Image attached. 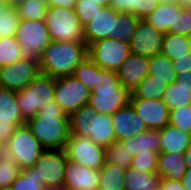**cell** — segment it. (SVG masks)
Listing matches in <instances>:
<instances>
[{"instance_id":"8992f818","label":"cell","mask_w":191,"mask_h":190,"mask_svg":"<svg viewBox=\"0 0 191 190\" xmlns=\"http://www.w3.org/2000/svg\"><path fill=\"white\" fill-rule=\"evenodd\" d=\"M55 80L41 73L23 90L16 92L18 106L26 120L36 116L43 106L54 100Z\"/></svg>"},{"instance_id":"d4e9b609","label":"cell","mask_w":191,"mask_h":190,"mask_svg":"<svg viewBox=\"0 0 191 190\" xmlns=\"http://www.w3.org/2000/svg\"><path fill=\"white\" fill-rule=\"evenodd\" d=\"M161 177L157 173L141 172L137 168H126L124 190H156Z\"/></svg>"},{"instance_id":"cb8c5ba5","label":"cell","mask_w":191,"mask_h":190,"mask_svg":"<svg viewBox=\"0 0 191 190\" xmlns=\"http://www.w3.org/2000/svg\"><path fill=\"white\" fill-rule=\"evenodd\" d=\"M0 122L15 123L21 126L26 123L18 106L16 92L0 87Z\"/></svg>"},{"instance_id":"f907efd6","label":"cell","mask_w":191,"mask_h":190,"mask_svg":"<svg viewBox=\"0 0 191 190\" xmlns=\"http://www.w3.org/2000/svg\"><path fill=\"white\" fill-rule=\"evenodd\" d=\"M185 153V163L187 165V168H191V143Z\"/></svg>"},{"instance_id":"484cf974","label":"cell","mask_w":191,"mask_h":190,"mask_svg":"<svg viewBox=\"0 0 191 190\" xmlns=\"http://www.w3.org/2000/svg\"><path fill=\"white\" fill-rule=\"evenodd\" d=\"M161 0H110V7L118 13H131L145 19L153 12Z\"/></svg>"},{"instance_id":"8fae6325","label":"cell","mask_w":191,"mask_h":190,"mask_svg":"<svg viewBox=\"0 0 191 190\" xmlns=\"http://www.w3.org/2000/svg\"><path fill=\"white\" fill-rule=\"evenodd\" d=\"M67 159L64 149H46L33 166L39 183L64 189Z\"/></svg>"},{"instance_id":"6da1fadb","label":"cell","mask_w":191,"mask_h":190,"mask_svg":"<svg viewBox=\"0 0 191 190\" xmlns=\"http://www.w3.org/2000/svg\"><path fill=\"white\" fill-rule=\"evenodd\" d=\"M26 124L45 149H64L70 137L69 115L55 100L26 120Z\"/></svg>"},{"instance_id":"ac0fdd59","label":"cell","mask_w":191,"mask_h":190,"mask_svg":"<svg viewBox=\"0 0 191 190\" xmlns=\"http://www.w3.org/2000/svg\"><path fill=\"white\" fill-rule=\"evenodd\" d=\"M112 116L116 141L128 139L148 129L130 103L117 110Z\"/></svg>"},{"instance_id":"7402d4cb","label":"cell","mask_w":191,"mask_h":190,"mask_svg":"<svg viewBox=\"0 0 191 190\" xmlns=\"http://www.w3.org/2000/svg\"><path fill=\"white\" fill-rule=\"evenodd\" d=\"M186 169L184 152L175 154L160 152L158 154L157 174L161 179L181 180Z\"/></svg>"},{"instance_id":"44dd1931","label":"cell","mask_w":191,"mask_h":190,"mask_svg":"<svg viewBox=\"0 0 191 190\" xmlns=\"http://www.w3.org/2000/svg\"><path fill=\"white\" fill-rule=\"evenodd\" d=\"M119 142L127 147L133 157L143 153H160V130L147 129L136 136Z\"/></svg>"},{"instance_id":"9f6ffc18","label":"cell","mask_w":191,"mask_h":190,"mask_svg":"<svg viewBox=\"0 0 191 190\" xmlns=\"http://www.w3.org/2000/svg\"><path fill=\"white\" fill-rule=\"evenodd\" d=\"M5 143L0 140V156L4 154Z\"/></svg>"},{"instance_id":"52a82bcc","label":"cell","mask_w":191,"mask_h":190,"mask_svg":"<svg viewBox=\"0 0 191 190\" xmlns=\"http://www.w3.org/2000/svg\"><path fill=\"white\" fill-rule=\"evenodd\" d=\"M45 150L25 123L18 126L5 142L4 154L10 156L23 170L33 167Z\"/></svg>"},{"instance_id":"b9f144b4","label":"cell","mask_w":191,"mask_h":190,"mask_svg":"<svg viewBox=\"0 0 191 190\" xmlns=\"http://www.w3.org/2000/svg\"><path fill=\"white\" fill-rule=\"evenodd\" d=\"M159 153H143L133 157L131 168H137L141 172L157 173Z\"/></svg>"},{"instance_id":"3957f363","label":"cell","mask_w":191,"mask_h":190,"mask_svg":"<svg viewBox=\"0 0 191 190\" xmlns=\"http://www.w3.org/2000/svg\"><path fill=\"white\" fill-rule=\"evenodd\" d=\"M69 124L70 135L90 138L104 148L116 141L113 116L98 113L88 104L69 115Z\"/></svg>"},{"instance_id":"5bb4252c","label":"cell","mask_w":191,"mask_h":190,"mask_svg":"<svg viewBox=\"0 0 191 190\" xmlns=\"http://www.w3.org/2000/svg\"><path fill=\"white\" fill-rule=\"evenodd\" d=\"M164 33L155 29L144 19H140L135 33L129 41L131 53L150 58L161 52Z\"/></svg>"},{"instance_id":"d6986e66","label":"cell","mask_w":191,"mask_h":190,"mask_svg":"<svg viewBox=\"0 0 191 190\" xmlns=\"http://www.w3.org/2000/svg\"><path fill=\"white\" fill-rule=\"evenodd\" d=\"M117 13L118 12L110 6L104 7L103 10L94 17L93 21L84 26L87 46L97 40L114 37Z\"/></svg>"},{"instance_id":"f6af8a7d","label":"cell","mask_w":191,"mask_h":190,"mask_svg":"<svg viewBox=\"0 0 191 190\" xmlns=\"http://www.w3.org/2000/svg\"><path fill=\"white\" fill-rule=\"evenodd\" d=\"M18 127L15 123L0 122V140L6 142L15 132Z\"/></svg>"},{"instance_id":"7dc6e473","label":"cell","mask_w":191,"mask_h":190,"mask_svg":"<svg viewBox=\"0 0 191 190\" xmlns=\"http://www.w3.org/2000/svg\"><path fill=\"white\" fill-rule=\"evenodd\" d=\"M78 0H49L48 7L75 8Z\"/></svg>"},{"instance_id":"83f0119b","label":"cell","mask_w":191,"mask_h":190,"mask_svg":"<svg viewBox=\"0 0 191 190\" xmlns=\"http://www.w3.org/2000/svg\"><path fill=\"white\" fill-rule=\"evenodd\" d=\"M169 84L155 78L153 75H148L132 92L130 99H163L166 88Z\"/></svg>"},{"instance_id":"ffe728a7","label":"cell","mask_w":191,"mask_h":190,"mask_svg":"<svg viewBox=\"0 0 191 190\" xmlns=\"http://www.w3.org/2000/svg\"><path fill=\"white\" fill-rule=\"evenodd\" d=\"M179 7L175 0L160 1L157 8L144 20L164 34H175L176 11Z\"/></svg>"},{"instance_id":"8d00e7d4","label":"cell","mask_w":191,"mask_h":190,"mask_svg":"<svg viewBox=\"0 0 191 190\" xmlns=\"http://www.w3.org/2000/svg\"><path fill=\"white\" fill-rule=\"evenodd\" d=\"M15 8L20 19L38 21L45 19L48 5L36 0H20Z\"/></svg>"},{"instance_id":"603a6c76","label":"cell","mask_w":191,"mask_h":190,"mask_svg":"<svg viewBox=\"0 0 191 190\" xmlns=\"http://www.w3.org/2000/svg\"><path fill=\"white\" fill-rule=\"evenodd\" d=\"M160 152H185L191 143V134L168 123L160 129Z\"/></svg>"},{"instance_id":"7c38bea8","label":"cell","mask_w":191,"mask_h":190,"mask_svg":"<svg viewBox=\"0 0 191 190\" xmlns=\"http://www.w3.org/2000/svg\"><path fill=\"white\" fill-rule=\"evenodd\" d=\"M91 91L73 75L56 78L54 100L67 115L88 103Z\"/></svg>"},{"instance_id":"60d3db41","label":"cell","mask_w":191,"mask_h":190,"mask_svg":"<svg viewBox=\"0 0 191 190\" xmlns=\"http://www.w3.org/2000/svg\"><path fill=\"white\" fill-rule=\"evenodd\" d=\"M103 6L96 5L95 2L78 0L75 5V11L80 23L85 26L93 21L94 17L103 10Z\"/></svg>"},{"instance_id":"836d02e7","label":"cell","mask_w":191,"mask_h":190,"mask_svg":"<svg viewBox=\"0 0 191 190\" xmlns=\"http://www.w3.org/2000/svg\"><path fill=\"white\" fill-rule=\"evenodd\" d=\"M72 75L81 81L90 91H93L97 85L99 66L87 57L78 64Z\"/></svg>"},{"instance_id":"7a4b0ae2","label":"cell","mask_w":191,"mask_h":190,"mask_svg":"<svg viewBox=\"0 0 191 190\" xmlns=\"http://www.w3.org/2000/svg\"><path fill=\"white\" fill-rule=\"evenodd\" d=\"M87 57V44L52 40L39 57L40 72L53 78L71 76Z\"/></svg>"},{"instance_id":"4dcf8cb0","label":"cell","mask_w":191,"mask_h":190,"mask_svg":"<svg viewBox=\"0 0 191 190\" xmlns=\"http://www.w3.org/2000/svg\"><path fill=\"white\" fill-rule=\"evenodd\" d=\"M163 101L170 110L191 104V85L169 84L164 93Z\"/></svg>"},{"instance_id":"9a60e30c","label":"cell","mask_w":191,"mask_h":190,"mask_svg":"<svg viewBox=\"0 0 191 190\" xmlns=\"http://www.w3.org/2000/svg\"><path fill=\"white\" fill-rule=\"evenodd\" d=\"M129 103L148 129L160 130L169 123L170 109L163 99H130Z\"/></svg>"},{"instance_id":"30bf717a","label":"cell","mask_w":191,"mask_h":190,"mask_svg":"<svg viewBox=\"0 0 191 190\" xmlns=\"http://www.w3.org/2000/svg\"><path fill=\"white\" fill-rule=\"evenodd\" d=\"M64 150L69 160L87 168L100 171L106 164L105 148L90 138L70 135Z\"/></svg>"},{"instance_id":"db71d44e","label":"cell","mask_w":191,"mask_h":190,"mask_svg":"<svg viewBox=\"0 0 191 190\" xmlns=\"http://www.w3.org/2000/svg\"><path fill=\"white\" fill-rule=\"evenodd\" d=\"M20 0H0V2L5 6L15 7Z\"/></svg>"},{"instance_id":"d590c367","label":"cell","mask_w":191,"mask_h":190,"mask_svg":"<svg viewBox=\"0 0 191 190\" xmlns=\"http://www.w3.org/2000/svg\"><path fill=\"white\" fill-rule=\"evenodd\" d=\"M106 162L122 168H129L133 156L119 141H114L105 147Z\"/></svg>"},{"instance_id":"74e56055","label":"cell","mask_w":191,"mask_h":190,"mask_svg":"<svg viewBox=\"0 0 191 190\" xmlns=\"http://www.w3.org/2000/svg\"><path fill=\"white\" fill-rule=\"evenodd\" d=\"M22 169L8 155L0 156V190L10 189Z\"/></svg>"},{"instance_id":"f35d334b","label":"cell","mask_w":191,"mask_h":190,"mask_svg":"<svg viewBox=\"0 0 191 190\" xmlns=\"http://www.w3.org/2000/svg\"><path fill=\"white\" fill-rule=\"evenodd\" d=\"M44 186L34 173V167L24 168L11 184L10 190H43Z\"/></svg>"},{"instance_id":"5b68a950","label":"cell","mask_w":191,"mask_h":190,"mask_svg":"<svg viewBox=\"0 0 191 190\" xmlns=\"http://www.w3.org/2000/svg\"><path fill=\"white\" fill-rule=\"evenodd\" d=\"M44 21L51 40L87 44L84 26L80 23L75 9L48 7Z\"/></svg>"},{"instance_id":"f5cc1de1","label":"cell","mask_w":191,"mask_h":190,"mask_svg":"<svg viewBox=\"0 0 191 190\" xmlns=\"http://www.w3.org/2000/svg\"><path fill=\"white\" fill-rule=\"evenodd\" d=\"M83 1L95 2L96 5H101L103 7H108L110 5V0H83Z\"/></svg>"},{"instance_id":"bcb514c9","label":"cell","mask_w":191,"mask_h":190,"mask_svg":"<svg viewBox=\"0 0 191 190\" xmlns=\"http://www.w3.org/2000/svg\"><path fill=\"white\" fill-rule=\"evenodd\" d=\"M160 190H186L180 180L160 179Z\"/></svg>"},{"instance_id":"7bdbcfd3","label":"cell","mask_w":191,"mask_h":190,"mask_svg":"<svg viewBox=\"0 0 191 190\" xmlns=\"http://www.w3.org/2000/svg\"><path fill=\"white\" fill-rule=\"evenodd\" d=\"M175 34L191 37V9L179 7L176 11Z\"/></svg>"},{"instance_id":"f1b7e54d","label":"cell","mask_w":191,"mask_h":190,"mask_svg":"<svg viewBox=\"0 0 191 190\" xmlns=\"http://www.w3.org/2000/svg\"><path fill=\"white\" fill-rule=\"evenodd\" d=\"M126 168L106 162L100 170L101 190H124V177Z\"/></svg>"},{"instance_id":"4fadbf2b","label":"cell","mask_w":191,"mask_h":190,"mask_svg":"<svg viewBox=\"0 0 191 190\" xmlns=\"http://www.w3.org/2000/svg\"><path fill=\"white\" fill-rule=\"evenodd\" d=\"M38 61L22 58L14 64L0 67V87L14 92L23 90L41 74Z\"/></svg>"},{"instance_id":"e575fe53","label":"cell","mask_w":191,"mask_h":190,"mask_svg":"<svg viewBox=\"0 0 191 190\" xmlns=\"http://www.w3.org/2000/svg\"><path fill=\"white\" fill-rule=\"evenodd\" d=\"M20 18L15 7L0 2V37L16 36Z\"/></svg>"},{"instance_id":"9c48e42d","label":"cell","mask_w":191,"mask_h":190,"mask_svg":"<svg viewBox=\"0 0 191 190\" xmlns=\"http://www.w3.org/2000/svg\"><path fill=\"white\" fill-rule=\"evenodd\" d=\"M131 53L129 42L114 38L97 40L88 46V56L102 69L117 71Z\"/></svg>"},{"instance_id":"ab89813d","label":"cell","mask_w":191,"mask_h":190,"mask_svg":"<svg viewBox=\"0 0 191 190\" xmlns=\"http://www.w3.org/2000/svg\"><path fill=\"white\" fill-rule=\"evenodd\" d=\"M169 123L191 134V104L171 109Z\"/></svg>"},{"instance_id":"d6a6232c","label":"cell","mask_w":191,"mask_h":190,"mask_svg":"<svg viewBox=\"0 0 191 190\" xmlns=\"http://www.w3.org/2000/svg\"><path fill=\"white\" fill-rule=\"evenodd\" d=\"M140 19L131 13H117L114 39L129 42Z\"/></svg>"},{"instance_id":"277c9868","label":"cell","mask_w":191,"mask_h":190,"mask_svg":"<svg viewBox=\"0 0 191 190\" xmlns=\"http://www.w3.org/2000/svg\"><path fill=\"white\" fill-rule=\"evenodd\" d=\"M131 92L121 85L117 72L99 67L97 85L91 91L88 105L102 114H114L130 102Z\"/></svg>"},{"instance_id":"6f0895ef","label":"cell","mask_w":191,"mask_h":190,"mask_svg":"<svg viewBox=\"0 0 191 190\" xmlns=\"http://www.w3.org/2000/svg\"><path fill=\"white\" fill-rule=\"evenodd\" d=\"M36 1H38L41 4H46V5L49 4V0H36Z\"/></svg>"},{"instance_id":"e0dca14e","label":"cell","mask_w":191,"mask_h":190,"mask_svg":"<svg viewBox=\"0 0 191 190\" xmlns=\"http://www.w3.org/2000/svg\"><path fill=\"white\" fill-rule=\"evenodd\" d=\"M116 72L121 85L132 92L149 75V58L130 53Z\"/></svg>"},{"instance_id":"1f68e13d","label":"cell","mask_w":191,"mask_h":190,"mask_svg":"<svg viewBox=\"0 0 191 190\" xmlns=\"http://www.w3.org/2000/svg\"><path fill=\"white\" fill-rule=\"evenodd\" d=\"M22 59L21 44L16 36L0 37V67L14 64Z\"/></svg>"},{"instance_id":"c3c4849f","label":"cell","mask_w":191,"mask_h":190,"mask_svg":"<svg viewBox=\"0 0 191 190\" xmlns=\"http://www.w3.org/2000/svg\"><path fill=\"white\" fill-rule=\"evenodd\" d=\"M175 84L191 85V71L178 75Z\"/></svg>"},{"instance_id":"ba28073f","label":"cell","mask_w":191,"mask_h":190,"mask_svg":"<svg viewBox=\"0 0 191 190\" xmlns=\"http://www.w3.org/2000/svg\"><path fill=\"white\" fill-rule=\"evenodd\" d=\"M16 39L21 44L22 58L39 60L51 37L44 20L20 19Z\"/></svg>"},{"instance_id":"681fc988","label":"cell","mask_w":191,"mask_h":190,"mask_svg":"<svg viewBox=\"0 0 191 190\" xmlns=\"http://www.w3.org/2000/svg\"><path fill=\"white\" fill-rule=\"evenodd\" d=\"M186 190H191V168H187L184 176L180 180Z\"/></svg>"},{"instance_id":"11a10c76","label":"cell","mask_w":191,"mask_h":190,"mask_svg":"<svg viewBox=\"0 0 191 190\" xmlns=\"http://www.w3.org/2000/svg\"><path fill=\"white\" fill-rule=\"evenodd\" d=\"M43 190H64V189L57 186H47L44 187Z\"/></svg>"},{"instance_id":"4316f807","label":"cell","mask_w":191,"mask_h":190,"mask_svg":"<svg viewBox=\"0 0 191 190\" xmlns=\"http://www.w3.org/2000/svg\"><path fill=\"white\" fill-rule=\"evenodd\" d=\"M160 53L172 61L176 57L190 56L191 37L174 33L165 34Z\"/></svg>"},{"instance_id":"2e32d148","label":"cell","mask_w":191,"mask_h":190,"mask_svg":"<svg viewBox=\"0 0 191 190\" xmlns=\"http://www.w3.org/2000/svg\"><path fill=\"white\" fill-rule=\"evenodd\" d=\"M64 190H98L100 171L87 168L67 159Z\"/></svg>"},{"instance_id":"f546056e","label":"cell","mask_w":191,"mask_h":190,"mask_svg":"<svg viewBox=\"0 0 191 190\" xmlns=\"http://www.w3.org/2000/svg\"><path fill=\"white\" fill-rule=\"evenodd\" d=\"M149 61V75H153L155 78H160L161 80L167 82V84L175 83L177 75L172 67V60L162 53H159L151 56Z\"/></svg>"},{"instance_id":"ee69618b","label":"cell","mask_w":191,"mask_h":190,"mask_svg":"<svg viewBox=\"0 0 191 190\" xmlns=\"http://www.w3.org/2000/svg\"><path fill=\"white\" fill-rule=\"evenodd\" d=\"M172 67L177 76L191 71V53L190 56L176 57V59L172 61Z\"/></svg>"},{"instance_id":"816d5d0a","label":"cell","mask_w":191,"mask_h":190,"mask_svg":"<svg viewBox=\"0 0 191 190\" xmlns=\"http://www.w3.org/2000/svg\"><path fill=\"white\" fill-rule=\"evenodd\" d=\"M175 2L183 9H191V0H175Z\"/></svg>"}]
</instances>
